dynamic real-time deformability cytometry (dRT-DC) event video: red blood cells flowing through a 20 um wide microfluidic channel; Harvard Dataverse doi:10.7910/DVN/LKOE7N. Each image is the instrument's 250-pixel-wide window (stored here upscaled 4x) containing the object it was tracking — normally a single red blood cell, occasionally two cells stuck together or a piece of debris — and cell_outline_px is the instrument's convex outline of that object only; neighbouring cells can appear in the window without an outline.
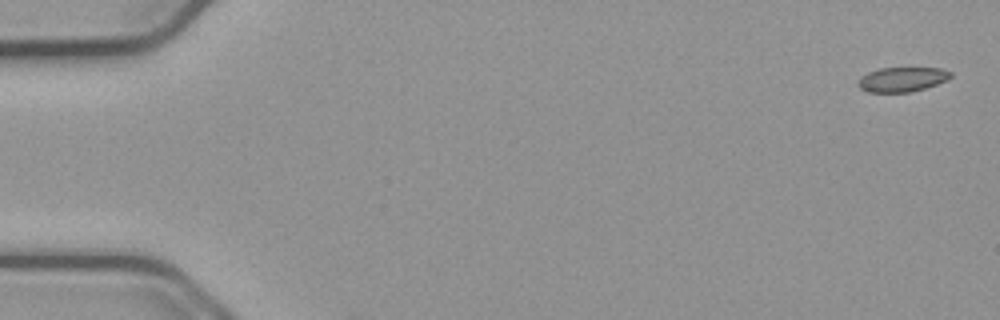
{"species": "common noctule bat (a hibernating species)", "species_latin": "Nyctalus noctula", "temperature_condition": "cold", "stored_images_in_passage": 39, "camera_frame_rate_fps": 3000, "um_per_image_px": 0.085, "animal": {"sex": "male", "body_mass_g": 23.1, "forearm_length_mm": 52.7}, "frame": {"image": 1, "passage_image": 1, "time_ms": 0.0, "image_size_px": [1000, 320], "cell_outline_px": [[952, 76], [948, 80], [912, 92], [868, 92], [860, 88], [856, 84], [860, 76], [868, 72], [880, 68], [940, 68], [952, 72]], "centroid_in_image_um": [76.66, 6.75], "position_along_channel_um": 8.3, "area_um2": 13.35}}
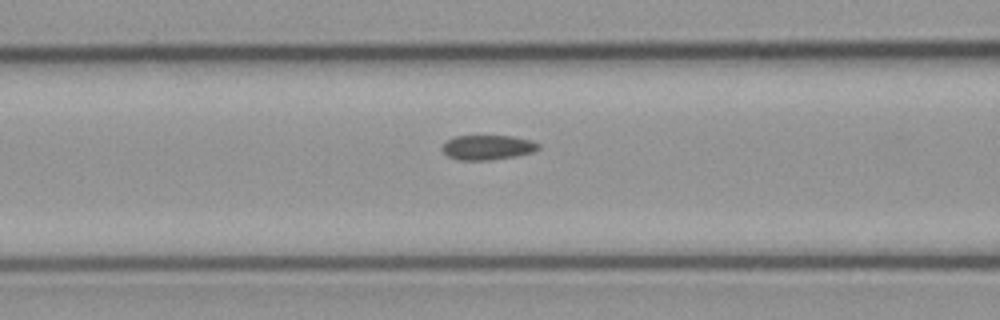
{"frame": {"image": 2, "passage_image": 22, "time_ms": 7.0, "image_size_px": [1000, 320], "cell_outline_px": [[540, 148], [532, 152], [516, 156], [488, 160], [456, 160], [448, 156], [440, 148], [448, 140], [456, 136], [512, 136], [532, 140], [540, 144]], "centroid_in_image_um": [41.46, 12.53], "position_along_channel_um": 125.1, "area_um2": 13.87}}
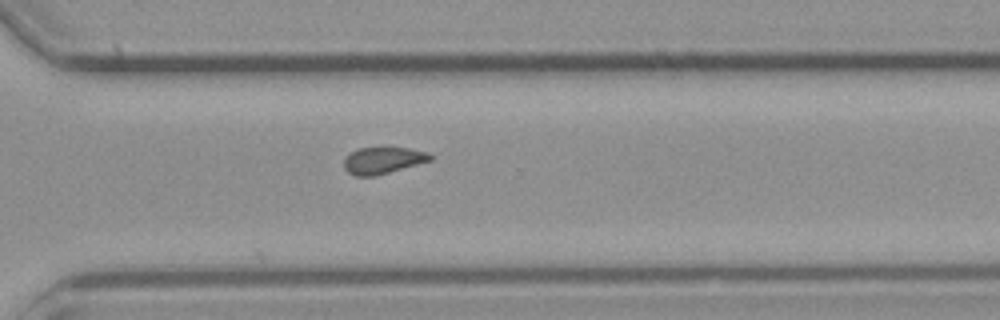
{"frame": {"image": 3, "passage_image": 39, "time_ms": 12.667, "image_size_px": [1000, 320], "cell_outline_px": [[432, 160], [388, 172], [372, 176], [356, 176], [348, 172], [344, 168], [344, 160], [352, 152], [360, 148], [408, 148], [428, 152], [432, 156]], "centroid_in_image_um": [32.55, 13.63], "position_along_channel_um": 338.0, "area_um2": 13.06}}